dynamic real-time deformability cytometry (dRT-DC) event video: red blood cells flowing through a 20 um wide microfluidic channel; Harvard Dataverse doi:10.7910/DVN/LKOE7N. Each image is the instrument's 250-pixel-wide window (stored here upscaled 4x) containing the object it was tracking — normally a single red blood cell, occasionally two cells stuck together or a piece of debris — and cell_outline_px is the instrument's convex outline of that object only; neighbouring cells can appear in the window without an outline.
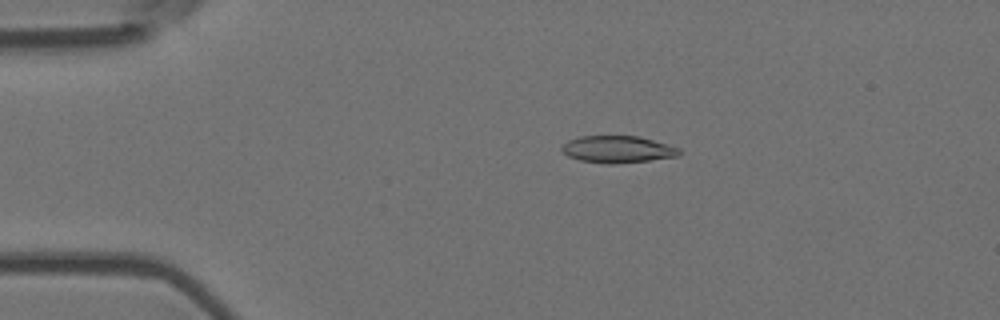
{"species": "Egyptian fruit bat (a non-hibernating species)", "species_latin": "Rousettus aegyptiacus", "temperature_condition": "room temperature", "stored_images_in_passage": 46, "camera_frame_rate_fps": 3000, "um_per_image_px": 0.085, "animal": {"sex": "female"}, "frame": {"image": 1, "passage_image": 2, "time_ms": 0.333, "image_size_px": [1000, 320], "cell_outline_px": [[680, 152], [676, 156], [648, 160], [612, 164], [604, 164], [580, 160], [568, 156], [560, 148], [568, 140], [580, 136], [636, 136], [652, 140], [680, 148]], "centroid_in_image_um": [52.45, 12.69], "position_along_channel_um": 32.5, "area_um2": 18.21}}
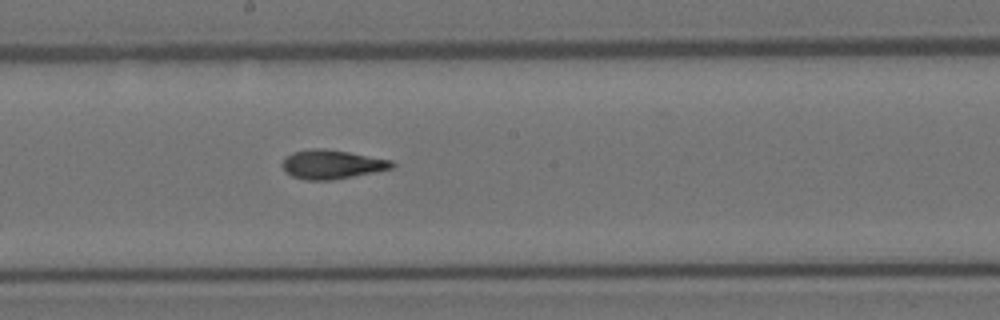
{"frame": {"image": 2, "passage_image": 21, "time_ms": 6.667, "image_size_px": [1000, 320], "cell_outline_px": [[396, 164], [392, 168], [352, 176], [328, 180], [304, 180], [292, 176], [280, 164], [284, 156], [292, 152], [312, 148], [324, 148], [348, 152], [392, 160]], "centroid_in_image_um": [28.16, 13.95], "position_along_channel_um": 220.0, "area_um2": 18.44}}
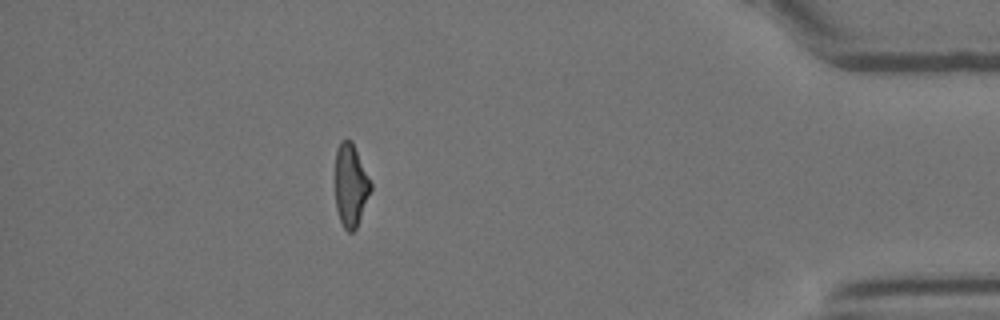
{"frame": {"image": 3, "passage_image": 40, "time_ms": 13.0, "image_size_px": [1000, 320], "cell_outline_px": [[372, 188], [356, 228], [352, 232], [348, 232], [344, 228], [340, 220], [336, 208], [336, 148], [340, 140], [352, 140], [372, 184]], "centroid_in_image_um": [29.81, 15.73], "position_along_channel_um": 405.4, "area_um2": 16.99}, "authors_computed_cell_mechanics": {"area_um2": 18.207, "velocity_mm_per_s": 3.6857, "shape_relaxation_time_tau1_ms": 10.1332, "shape_relaxation_time_tau2_ms": 1.6614, "deformation_change_tau1": 0.2658, "deformation_change_tau2": 0.0868}}